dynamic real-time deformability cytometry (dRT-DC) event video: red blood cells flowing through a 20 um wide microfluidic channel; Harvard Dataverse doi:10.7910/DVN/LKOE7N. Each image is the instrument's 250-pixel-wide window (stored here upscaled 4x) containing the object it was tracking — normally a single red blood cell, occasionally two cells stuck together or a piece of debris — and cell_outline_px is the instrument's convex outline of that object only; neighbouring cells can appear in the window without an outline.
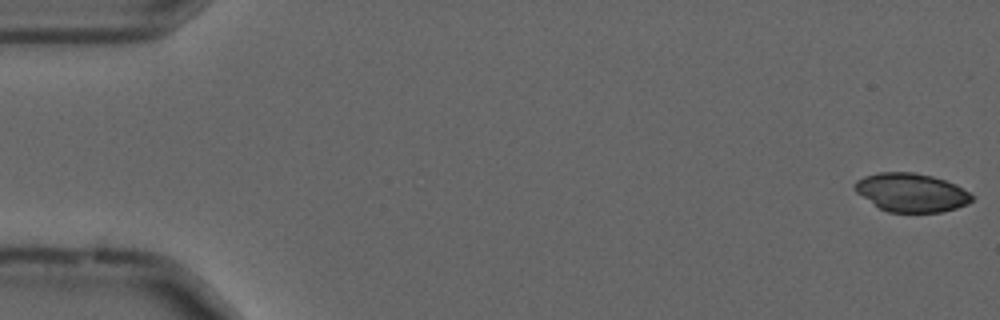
{"species": "common noctule bat (a hibernating species)", "species_latin": "Nyctalus noctula", "temperature_condition": "cold", "stored_images_in_passage": 55, "camera_frame_rate_fps": 3000, "um_per_image_px": 0.085, "animal": {"sex": "male", "forearm_length_mm": 52.5}, "frame": {"image": 1, "passage_image": 1, "time_ms": 0.0, "image_size_px": [1000, 320], "cell_outline_px": [[972, 200], [968, 204], [956, 208], [940, 212], [888, 212], [880, 208], [856, 192], [856, 180], [864, 176], [880, 172], [916, 172], [932, 176], [956, 184], [968, 192], [972, 196]], "centroid_in_image_um": [77.47, 16.36], "position_along_channel_um": 7.5, "area_um2": 26.07}}
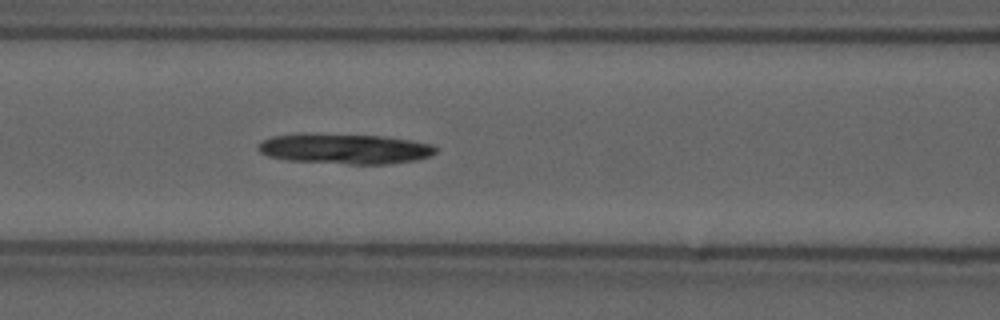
{"frame": {"image": 2, "passage_image": 23, "time_ms": 7.333, "image_size_px": [1000, 320], "cell_outline_px": [[436, 152], [432, 156], [416, 160], [388, 164], [348, 164], [288, 160], [268, 156], [260, 152], [256, 148], [264, 140], [272, 136], [300, 132], [312, 132], [380, 136], [408, 140], [432, 144], [436, 148]], "centroid_in_image_um": [29.27, 12.63], "position_along_channel_um": 137.3, "area_um2": 31.73}}
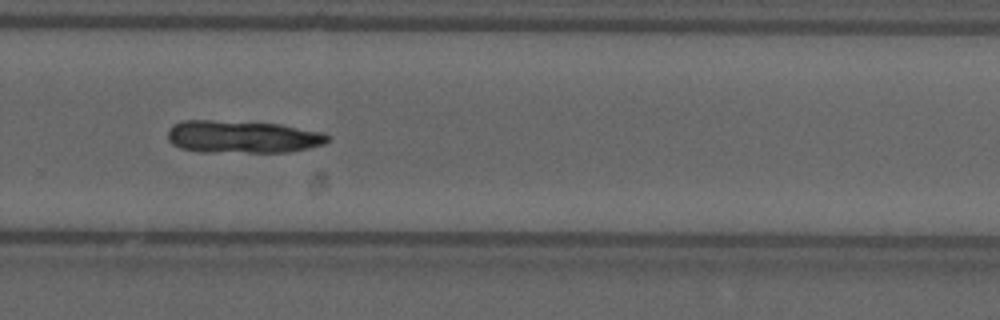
{"frame": {"image": 3, "passage_image": 37, "time_ms": 12.0, "image_size_px": [1000, 320], "cell_outline_px": [[328, 140], [324, 144], [308, 148], [288, 152], [200, 152], [180, 148], [172, 144], [168, 140], [168, 132], [172, 124], [180, 120], [212, 120], [280, 124], [324, 132], [328, 136]], "centroid_in_image_um": [20.58, 11.63], "position_along_channel_um": 309.2, "area_um2": 30.52}}